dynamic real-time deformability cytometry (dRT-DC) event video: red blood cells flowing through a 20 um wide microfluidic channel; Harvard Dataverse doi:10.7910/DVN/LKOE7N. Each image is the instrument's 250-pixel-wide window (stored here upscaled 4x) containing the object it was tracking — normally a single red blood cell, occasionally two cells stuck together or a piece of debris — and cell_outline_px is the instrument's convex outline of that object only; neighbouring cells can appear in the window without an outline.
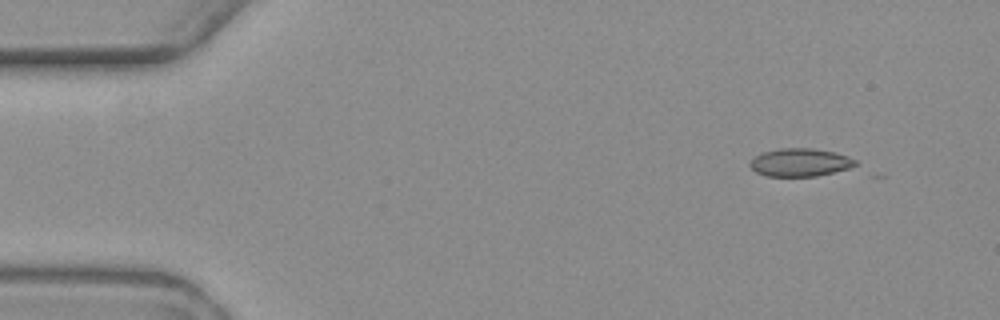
{"species": "common noctule bat (a hibernating species)", "species_latin": "Nyctalus noctula", "temperature_condition": "warm", "stored_images_in_passage": 4, "camera_frame_rate_fps": 3000, "um_per_image_px": 0.085, "animal": {"sex": "female", "body_mass_g": 19.3, "forearm_length_mm": 54.1}, "frame": {"image": 1, "passage_image": 1, "time_ms": 0.0, "image_size_px": [1000, 320], "cell_outline_px": [[856, 164], [848, 168], [816, 176], [768, 176], [756, 172], [748, 164], [760, 152], [780, 148], [816, 148], [836, 152], [848, 156], [856, 160]], "centroid_in_image_um": [67.99, 13.79], "position_along_channel_um": 17.0, "area_um2": 17.17}}
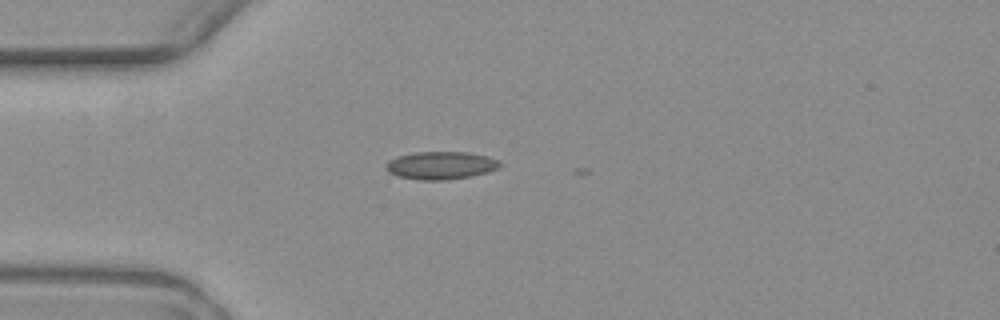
{"frame": {"image": 2, "passage_image": 4, "time_ms": 3.333, "image_size_px": [1000, 320], "cell_outline_px": [[500, 164], [496, 168], [488, 172], [472, 176], [448, 180], [420, 180], [400, 176], [388, 172], [384, 168], [384, 164], [388, 160], [396, 156], [416, 152], [468, 152], [488, 156], [496, 160]], "centroid_in_image_um": [37.41, 14.06], "position_along_channel_um": 47.6, "area_um2": 18.5}}